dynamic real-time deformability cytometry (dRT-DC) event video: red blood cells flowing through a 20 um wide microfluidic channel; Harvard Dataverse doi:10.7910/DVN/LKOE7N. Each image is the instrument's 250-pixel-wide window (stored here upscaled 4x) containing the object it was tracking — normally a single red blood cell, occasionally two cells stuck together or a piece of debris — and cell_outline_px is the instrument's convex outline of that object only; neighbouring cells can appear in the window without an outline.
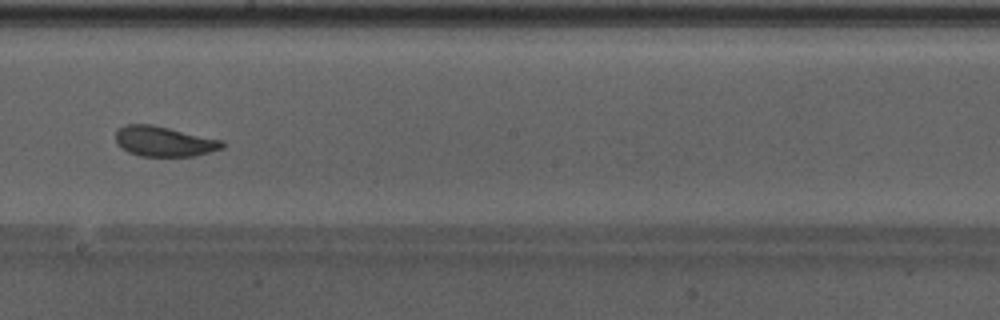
{"species": "Egyptian fruit bat (a non-hibernating species)", "species_latin": "Rousettus aegyptiacus", "temperature_condition": "warm", "stored_images_in_passage": 49, "camera_frame_rate_fps": 3000, "um_per_image_px": 0.085, "animal": {"sex": "male"}, "frame": {"image": 1, "passage_image": 28, "time_ms": 9.0, "image_size_px": [1000, 320], "cell_outline_px": [[224, 148], [196, 156], [140, 156], [128, 152], [120, 148], [116, 144], [116, 128], [128, 124], [152, 124], [224, 140]], "centroid_in_image_um": [13.94, 12.02], "position_along_channel_um": 234.3, "area_um2": 19.02}, "authors_computed_cell_mechanics": {"area_um2": 20.1722, "velocity_mm_per_s": 4.2227, "shape_relaxation_time_tau1_ms": 4.7525, "shape_relaxation_time_tau2_ms": 0.7991, "deformation_change_tau1": 0.1017, "deformation_change_tau2": 0.0587}}